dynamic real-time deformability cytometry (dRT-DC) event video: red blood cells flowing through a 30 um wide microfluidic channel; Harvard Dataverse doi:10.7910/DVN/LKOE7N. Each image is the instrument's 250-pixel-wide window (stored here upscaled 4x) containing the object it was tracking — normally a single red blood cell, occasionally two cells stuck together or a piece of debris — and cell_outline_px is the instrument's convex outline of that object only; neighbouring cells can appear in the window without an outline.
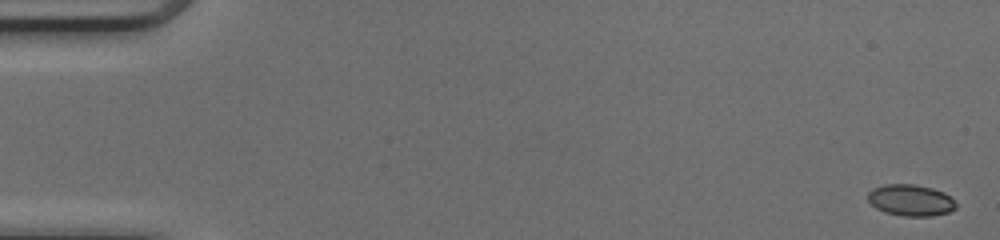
{"species": "common noctule bat (a hibernating species)", "species_latin": "Nyctalus noctula", "temperature_condition": "cold", "stored_images_in_passage": 50, "camera_frame_rate_fps": 3000, "um_per_image_px": 0.085, "animal": {"sex": "female", "body_mass_g": 17.0, "forearm_length_mm": 48.0}, "frame": {"image": 1, "passage_image": 1, "time_ms": 0.0, "image_size_px": [1000, 240], "cell_outline_px": [[956, 208], [948, 212], [932, 216], [904, 216], [884, 212], [876, 208], [868, 200], [868, 192], [872, 188], [884, 184], [916, 184], [932, 188], [944, 192], [952, 196], [956, 204]], "centroid_in_image_um": [77.42, 17.01], "position_along_channel_um": 7.6, "area_um2": 16.3}}
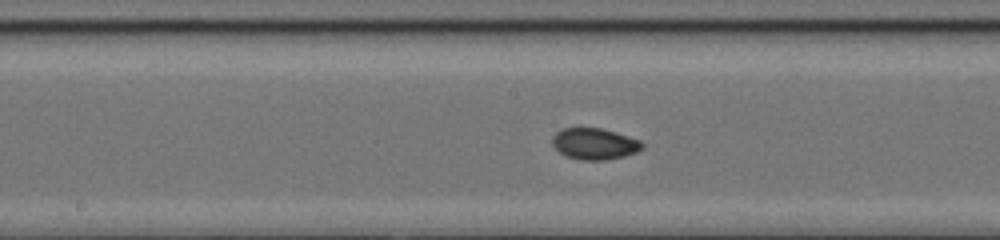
{"frame": {"image": 2, "passage_image": 26, "time_ms": 8.333, "image_size_px": [1000, 240], "cell_outline_px": [[644, 148], [636, 152], [624, 156], [608, 160], [580, 160], [564, 156], [552, 144], [552, 136], [560, 128], [600, 128], [616, 132], [640, 140], [644, 144]], "centroid_in_image_um": [50.53, 12.23], "position_along_channel_um": 197.7, "area_um2": 16.59}}
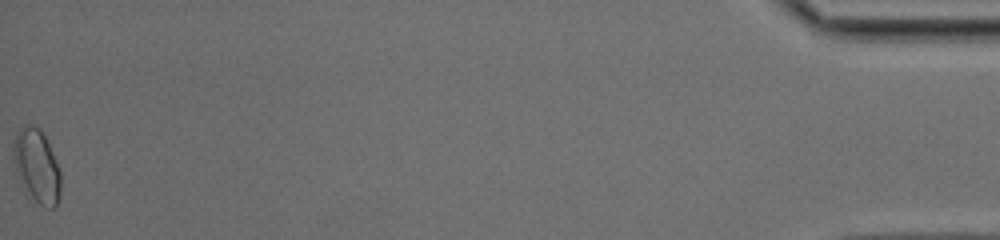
{"frame": {"image": 3, "passage_image": 50, "time_ms": 16.333, "image_size_px": [1000, 240], "cell_outline_px": [[60, 196], [56, 208], [44, 208], [32, 196], [16, 172], [12, 156], [12, 144], [16, 132], [24, 124], [32, 124], [40, 128], [52, 152], [60, 172]], "centroid_in_image_um": [3.12, 14.07], "position_along_channel_um": 432.1, "area_um2": 20.06}, "authors_computed_cell_mechanics": {"area_um2": 16.184, "velocity_mm_per_s": 4.1986, "shape_relaxation_time_tau1_ms": null, "shape_relaxation_time_tau2_ms": 1.063, "deformation_change_tau1": null, "deformation_change_tau2": 0.0272}}